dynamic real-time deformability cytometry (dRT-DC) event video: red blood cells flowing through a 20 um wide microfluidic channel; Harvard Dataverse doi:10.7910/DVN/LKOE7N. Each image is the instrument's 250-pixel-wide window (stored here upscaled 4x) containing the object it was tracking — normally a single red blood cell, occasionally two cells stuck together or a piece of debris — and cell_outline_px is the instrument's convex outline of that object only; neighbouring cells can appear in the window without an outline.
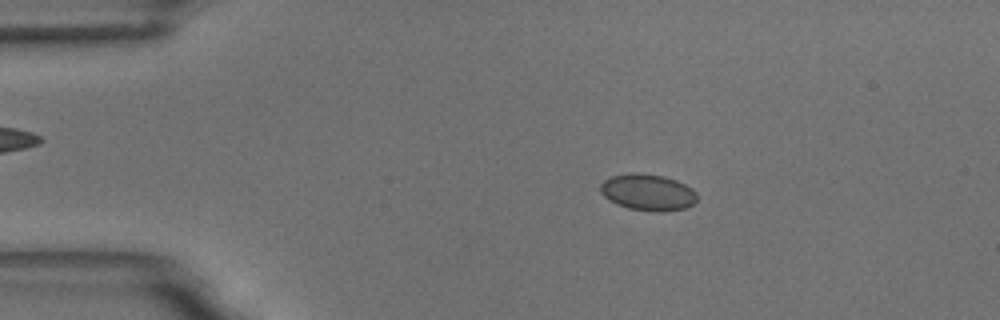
{"species": "common noctule bat (a hibernating species)", "species_latin": "Nyctalus noctula", "temperature_condition": "room temperature", "stored_images_in_passage": 12, "camera_frame_rate_fps": 3000, "um_per_image_px": 0.085, "animal": {"sex": "male", "body_mass_g": 18.8}, "frame": {"image": 1, "passage_image": 10, "time_ms": 3.0, "image_size_px": [1000, 320], "cell_outline_px": [[696, 200], [692, 204], [684, 208], [656, 212], [628, 208], [616, 204], [608, 200], [600, 192], [600, 184], [604, 180], [612, 176], [632, 172], [640, 172], [664, 176], [676, 180], [692, 188], [696, 192]], "centroid_in_image_um": [55.03, 16.33], "position_along_channel_um": 30.0, "area_um2": 20.58}}